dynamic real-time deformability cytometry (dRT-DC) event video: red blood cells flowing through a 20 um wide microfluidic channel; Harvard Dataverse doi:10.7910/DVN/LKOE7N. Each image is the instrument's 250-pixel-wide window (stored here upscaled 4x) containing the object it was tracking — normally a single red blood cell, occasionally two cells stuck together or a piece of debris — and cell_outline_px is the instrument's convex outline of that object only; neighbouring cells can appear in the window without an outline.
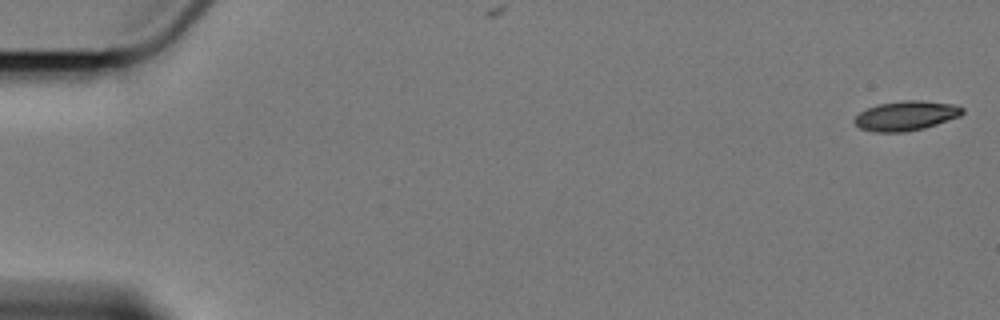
{"species": "Egyptian fruit bat (a non-hibernating species)", "species_latin": "Rousettus aegyptiacus", "temperature_condition": "cold", "stored_images_in_passage": 3, "camera_frame_rate_fps": 3000, "um_per_image_px": 0.085, "animal": {"sex": "female"}, "frame": {"image": 1, "passage_image": 1, "time_ms": 0.0, "image_size_px": [1000, 320], "cell_outline_px": [[964, 112], [960, 116], [924, 128], [904, 132], [876, 132], [860, 128], [852, 120], [860, 112], [868, 108], [880, 104], [904, 100], [920, 100], [952, 104], [964, 108]], "centroid_in_image_um": [77.01, 9.84], "position_along_channel_um": 8.0, "area_um2": 18.44}}